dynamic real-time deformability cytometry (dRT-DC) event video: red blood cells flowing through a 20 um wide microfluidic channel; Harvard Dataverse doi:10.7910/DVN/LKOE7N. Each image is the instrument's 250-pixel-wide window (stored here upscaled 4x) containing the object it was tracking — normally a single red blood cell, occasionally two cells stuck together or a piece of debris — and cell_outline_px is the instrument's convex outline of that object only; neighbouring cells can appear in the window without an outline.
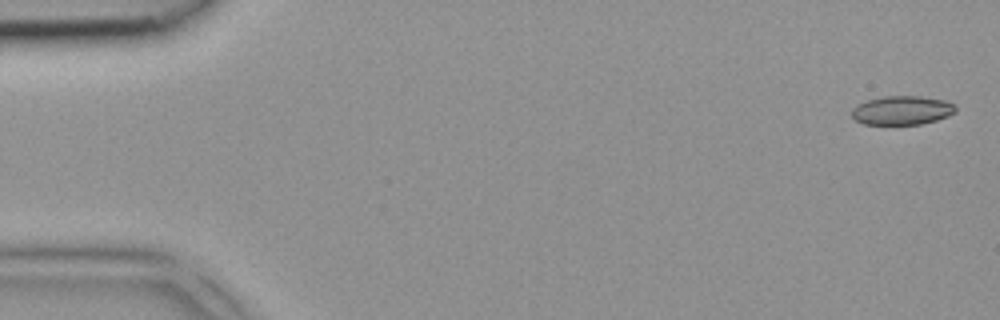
{"species": "common noctule bat (a hibernating species)", "species_latin": "Nyctalus noctula", "temperature_condition": "room temperature", "stored_images_in_passage": 4, "camera_frame_rate_fps": 3000, "um_per_image_px": 0.085, "animal": {"sex": "female", "body_mass_g": 18.4}, "frame": {"image": 1, "passage_image": 1, "time_ms": 0.0, "image_size_px": [1000, 320], "cell_outline_px": [[956, 112], [948, 116], [936, 120], [920, 124], [864, 124], [856, 120], [852, 116], [852, 108], [856, 104], [868, 100], [884, 96], [920, 96], [944, 100], [956, 104]], "centroid_in_image_um": [76.69, 9.37], "position_along_channel_um": 8.3, "area_um2": 17.51}}
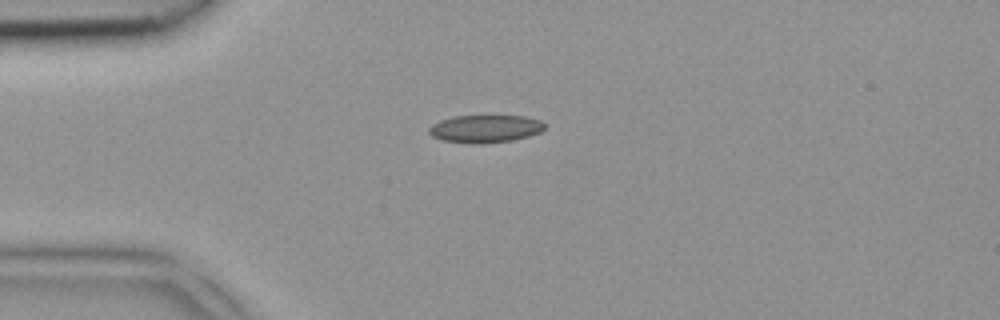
{"frame": {"image": 2, "passage_image": 3, "time_ms": 0.667, "image_size_px": [1000, 320], "cell_outline_px": [[544, 128], [540, 132], [528, 136], [512, 140], [480, 144], [472, 144], [444, 140], [432, 136], [428, 132], [428, 128], [432, 124], [440, 120], [452, 116], [524, 116], [540, 120], [544, 124]], "centroid_in_image_um": [41.21, 10.94], "position_along_channel_um": 43.8, "area_um2": 18.61}}